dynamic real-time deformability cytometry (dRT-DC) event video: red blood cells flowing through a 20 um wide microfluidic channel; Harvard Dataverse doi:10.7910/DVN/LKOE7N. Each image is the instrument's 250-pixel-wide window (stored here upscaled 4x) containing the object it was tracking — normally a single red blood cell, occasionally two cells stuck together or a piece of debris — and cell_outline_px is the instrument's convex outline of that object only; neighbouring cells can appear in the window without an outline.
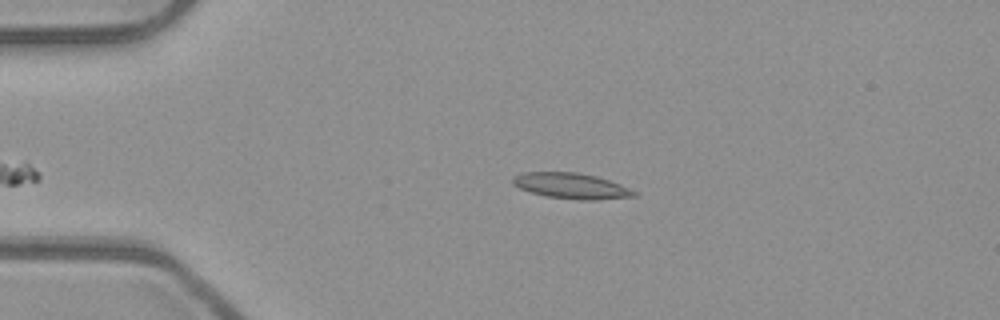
{"species": "common noctule bat (a hibernating species)", "species_latin": "Nyctalus noctula", "temperature_condition": "room temperature", "stored_images_in_passage": 39, "camera_frame_rate_fps": 3000, "um_per_image_px": 0.085, "animal": {"sex": "male", "body_mass_g": 23.1, "forearm_length_mm": 52.7}, "frame": {"image": 1, "passage_image": 3, "time_ms": 0.667, "image_size_px": [1000, 320], "cell_outline_px": [[640, 192], [636, 196], [596, 200], [580, 200], [544, 196], [520, 188], [512, 184], [512, 176], [520, 172], [576, 172], [596, 176], [620, 184]], "centroid_in_image_um": [48.56, 15.8], "position_along_channel_um": 36.4, "area_um2": 18.32}}
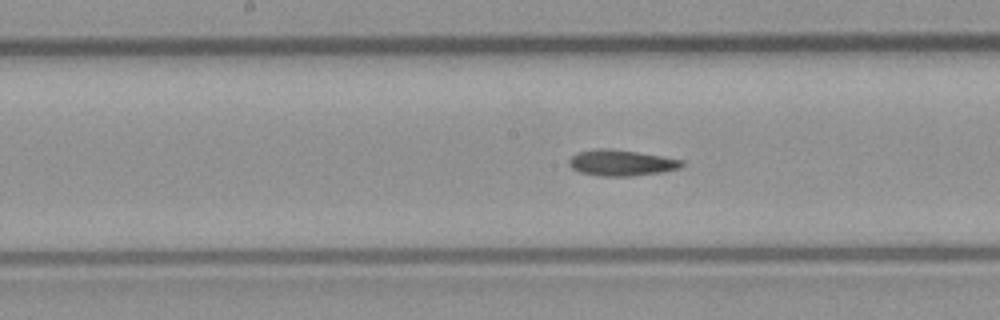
{"frame": {"image": 2, "passage_image": 18, "time_ms": 5.667, "image_size_px": [1000, 320], "cell_outline_px": [[684, 164], [680, 168], [664, 172], [632, 176], [600, 176], [580, 172], [572, 168], [568, 164], [568, 160], [576, 152], [600, 148], [608, 148], [636, 152], [684, 160]], "centroid_in_image_um": [52.8, 13.84], "position_along_channel_um": 195.4, "area_um2": 17.11}}
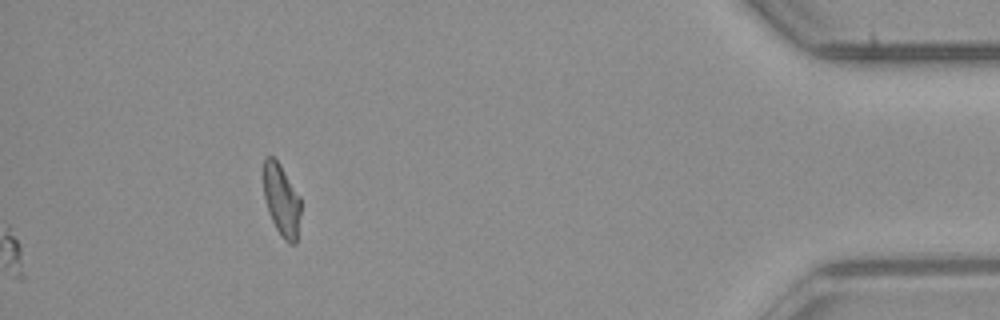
{"frame": {"image": 3, "passage_image": 39, "time_ms": 12.667, "image_size_px": [1000, 320], "cell_outline_px": [[300, 212], [296, 244], [288, 244], [284, 240], [276, 228], [268, 212], [264, 196], [264, 156], [272, 156], [280, 164], [300, 196]], "centroid_in_image_um": [23.93, 17.02], "position_along_channel_um": 411.3, "area_um2": 15.55}, "authors_computed_cell_mechanics": {"area_um2": 16.762, "velocity_mm_per_s": 3.9624, "shape_relaxation_time_tau1_ms": null, "shape_relaxation_time_tau2_ms": 7.0475, "deformation_change_tau1": null, "deformation_change_tau2": 0.1529}}